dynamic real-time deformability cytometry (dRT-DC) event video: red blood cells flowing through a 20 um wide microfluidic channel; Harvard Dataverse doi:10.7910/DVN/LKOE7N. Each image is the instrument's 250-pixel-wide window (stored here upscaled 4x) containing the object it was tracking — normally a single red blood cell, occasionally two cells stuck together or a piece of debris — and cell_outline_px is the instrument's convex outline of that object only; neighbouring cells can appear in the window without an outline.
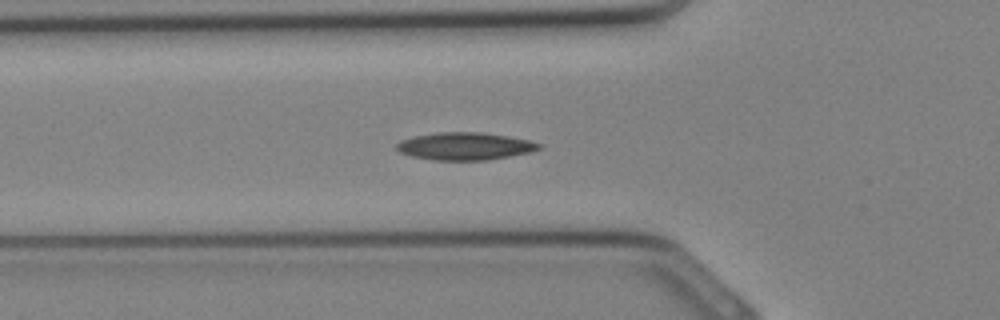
{"species": "Egyptian fruit bat (a non-hibernating species)", "species_latin": "Rousettus aegyptiacus", "temperature_condition": "cold", "stored_images_in_passage": 24, "camera_frame_rate_fps": 3000, "um_per_image_px": 0.085, "animal": {"sex": "female"}, "frame": {"image": 1, "passage_image": 5, "time_ms": 1.333, "image_size_px": [1000, 320], "cell_outline_px": [[544, 144], [540, 148], [528, 152], [488, 160], [432, 160], [412, 156], [400, 152], [396, 148], [396, 144], [400, 140], [412, 136], [436, 132], [480, 132], [508, 136], [528, 140]], "centroid_in_image_um": [39.48, 12.42], "position_along_channel_um": 86.3, "area_um2": 22.83}}
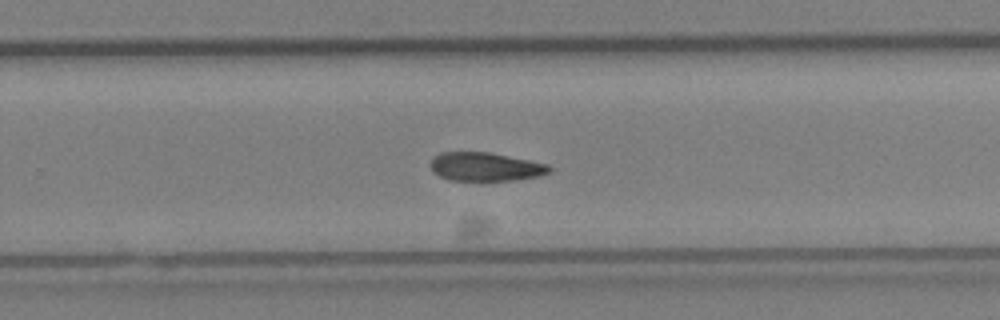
{"frame": {"image": 2, "passage_image": 15, "time_ms": 4.667, "image_size_px": [1000, 320], "cell_outline_px": [[552, 168], [548, 172], [540, 176], [512, 180], [448, 180], [432, 172], [432, 156], [440, 152], [488, 152], [548, 164]], "centroid_in_image_um": [41.23, 14.17], "position_along_channel_um": 288.6, "area_um2": 19.65}}
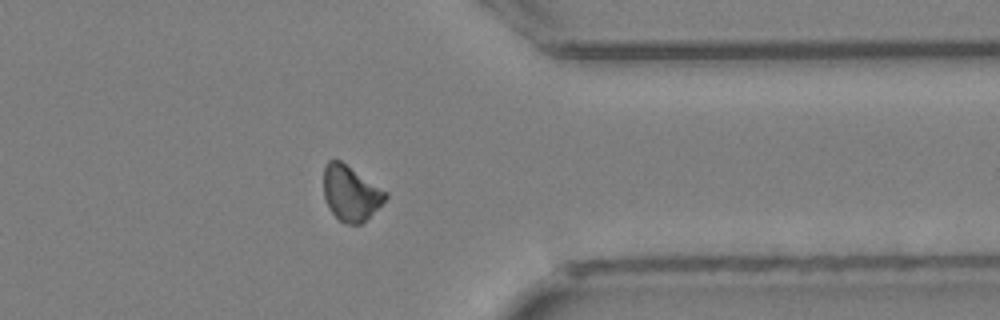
{"frame": {"image": 3, "passage_image": 20, "time_ms": 6.333, "image_size_px": [1000, 320], "cell_outline_px": [[388, 196], [360, 224], [344, 224], [332, 212], [324, 196], [324, 164], [328, 160], [340, 160], [388, 192]], "centroid_in_image_um": [29.79, 16.39], "position_along_channel_um": 381.6, "area_um2": 19.48}}